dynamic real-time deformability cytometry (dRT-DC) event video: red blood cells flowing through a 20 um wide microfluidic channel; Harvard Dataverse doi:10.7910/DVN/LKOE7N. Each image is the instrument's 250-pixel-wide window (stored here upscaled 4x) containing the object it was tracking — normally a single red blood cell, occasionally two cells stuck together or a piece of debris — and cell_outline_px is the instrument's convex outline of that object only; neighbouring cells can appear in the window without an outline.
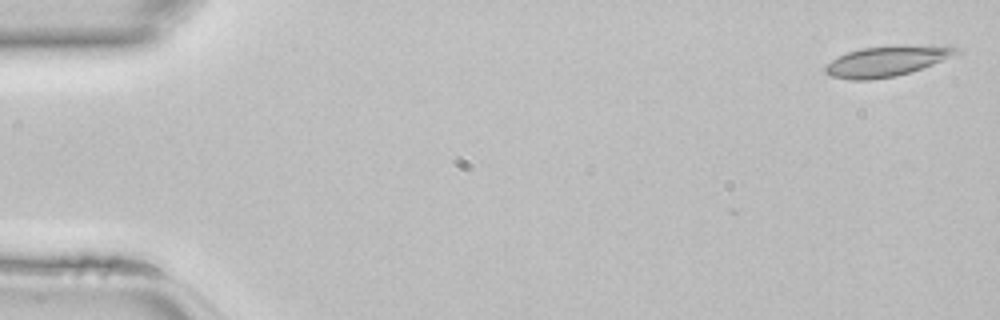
{"species": "common noctule bat (a hibernating species)", "species_latin": "Nyctalus noctula", "temperature_condition": "room temperature", "stored_images_in_passage": 45, "camera_frame_rate_fps": 3000, "um_per_image_px": 0.085, "animal": {"sex": "female", "body_mass_g": 22.7, "forearm_length_mm": 54.2}, "frame": {"image": 1, "passage_image": 1, "time_ms": 0.0, "image_size_px": [1000, 320], "cell_outline_px": [[964, 52], [932, 64], [896, 76], [872, 80], [848, 80], [832, 76], [824, 72], [824, 64], [836, 56], [860, 48], [896, 44], [956, 44], [964, 48]], "centroid_in_image_um": [75.48, 5.14], "position_along_channel_um": 9.5, "area_um2": 24.39}}
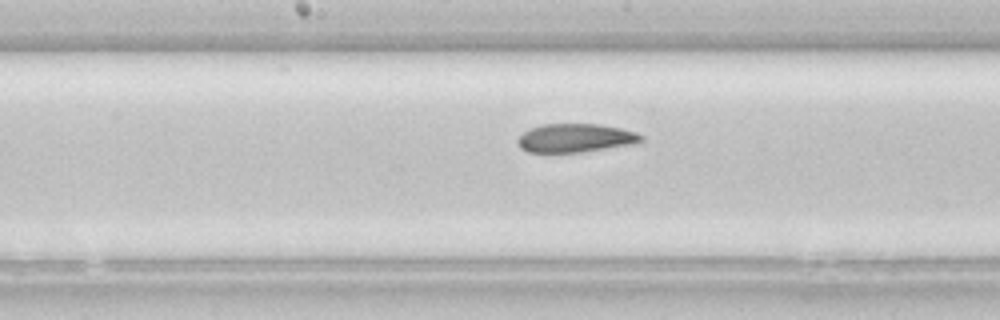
{"frame": {"image": 2, "passage_image": 23, "time_ms": 7.333, "image_size_px": [1000, 320], "cell_outline_px": [[644, 140], [640, 144], [580, 152], [528, 152], [520, 148], [516, 140], [528, 128], [544, 124], [596, 124], [620, 128], [636, 132], [644, 136]], "centroid_in_image_um": [48.96, 11.74], "position_along_channel_um": 199.2, "area_um2": 20.81}}
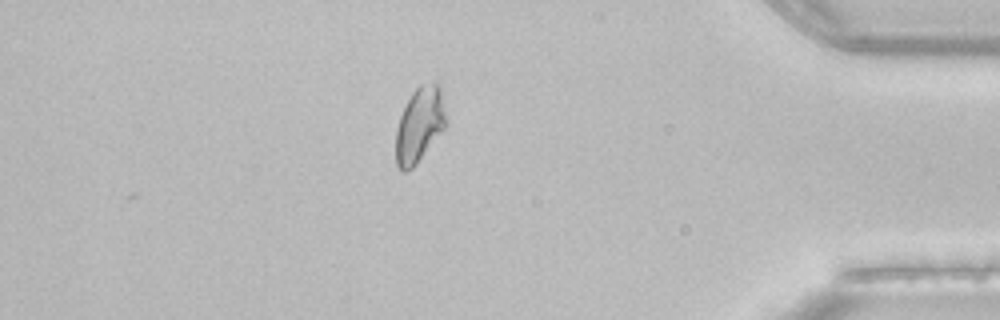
{"frame": {"image": 3, "passage_image": 39, "time_ms": 12.667, "image_size_px": [1000, 320], "cell_outline_px": [[444, 128], [416, 164], [412, 168], [404, 172], [400, 172], [396, 164], [396, 128], [400, 116], [412, 92], [420, 84], [440, 84], [444, 108]], "centroid_in_image_um": [35.62, 10.63], "position_along_channel_um": 399.6, "area_um2": 21.44}}